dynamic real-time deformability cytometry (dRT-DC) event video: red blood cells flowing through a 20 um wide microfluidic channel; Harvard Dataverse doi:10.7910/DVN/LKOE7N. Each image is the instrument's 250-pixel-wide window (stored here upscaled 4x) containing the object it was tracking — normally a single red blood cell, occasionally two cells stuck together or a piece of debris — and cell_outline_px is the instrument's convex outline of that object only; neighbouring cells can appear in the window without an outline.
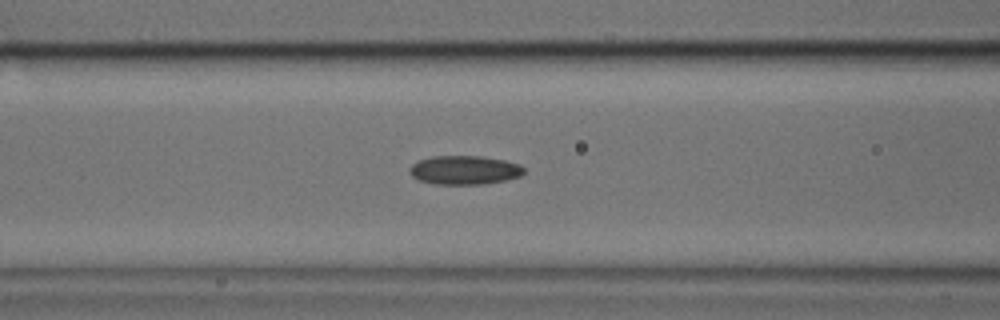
{"species": "common noctule bat (a hibernating species)", "species_latin": "Nyctalus noctula", "temperature_condition": "cold", "stored_images_in_passage": 39, "camera_frame_rate_fps": 3000, "um_per_image_px": 0.085, "animal": {"sex": "male", "body_mass_g": 17.9, "forearm_length_mm": 54.2}, "frame": {"image": 1, "passage_image": 15, "time_ms": 4.667, "image_size_px": [1000, 320], "cell_outline_px": [[524, 172], [520, 176], [504, 180], [484, 184], [432, 184], [420, 180], [412, 176], [408, 172], [408, 168], [412, 164], [420, 160], [432, 156], [484, 156], [504, 160], [520, 164], [524, 168]], "centroid_in_image_um": [39.46, 14.45], "position_along_channel_um": 127.1, "area_um2": 19.31}}
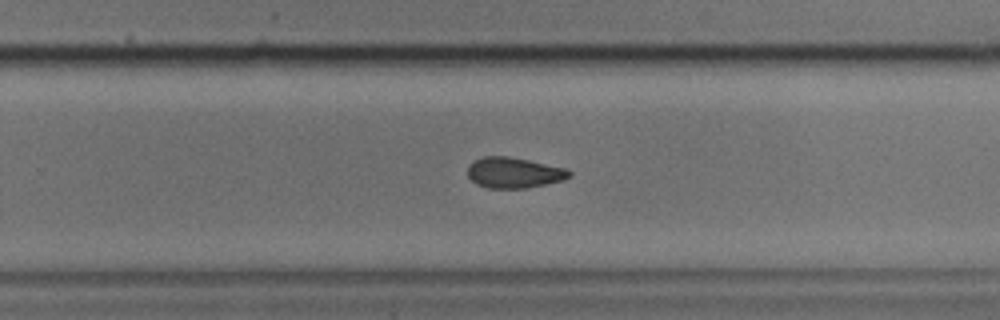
{"frame": {"image": 2, "passage_image": 27, "time_ms": 8.667, "image_size_px": [1000, 320], "cell_outline_px": [[572, 176], [564, 180], [524, 188], [488, 188], [476, 184], [468, 176], [468, 164], [484, 156], [508, 156], [528, 160], [564, 168], [572, 172]], "centroid_in_image_um": [43.67, 14.68], "position_along_channel_um": 286.1, "area_um2": 18.03}}
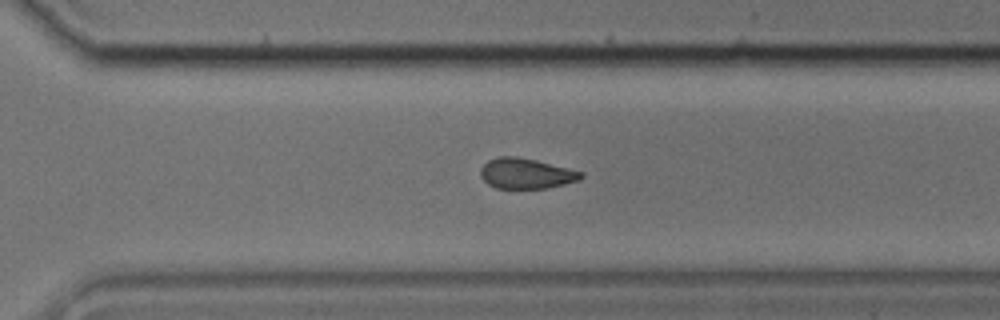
{"frame": {"image": 3, "passage_image": 30, "time_ms": 9.667, "image_size_px": [1000, 320], "cell_outline_px": [[584, 176], [580, 180], [548, 188], [496, 188], [488, 184], [480, 176], [480, 168], [488, 160], [500, 156], [516, 156], [536, 160], [584, 172]], "centroid_in_image_um": [44.72, 14.74], "position_along_channel_um": 325.9, "area_um2": 17.86}}